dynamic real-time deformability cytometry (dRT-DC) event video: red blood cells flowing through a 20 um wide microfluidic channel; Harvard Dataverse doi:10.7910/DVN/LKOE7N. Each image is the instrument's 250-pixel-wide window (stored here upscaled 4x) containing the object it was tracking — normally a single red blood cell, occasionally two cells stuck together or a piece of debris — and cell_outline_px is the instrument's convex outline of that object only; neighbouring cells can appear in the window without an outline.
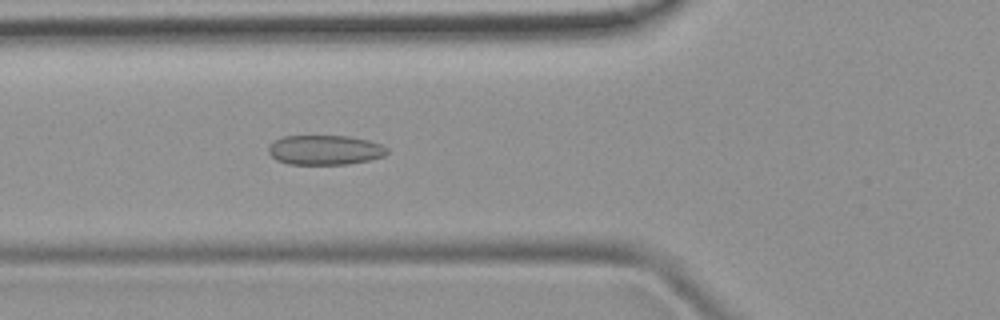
{"species": "common noctule bat (a hibernating species)", "species_latin": "Nyctalus noctula", "temperature_condition": "room temperature", "stored_images_in_passage": 33, "camera_frame_rate_fps": 3000, "um_per_image_px": 0.085, "animal": {"sex": "female", "body_mass_g": 19.9}, "frame": {"image": 1, "passage_image": 3, "time_ms": 0.667, "image_size_px": [1000, 320], "cell_outline_px": [[388, 152], [384, 156], [368, 160], [348, 164], [288, 164], [276, 160], [268, 152], [268, 148], [276, 140], [284, 136], [348, 136], [368, 140], [380, 144], [388, 148]], "centroid_in_image_um": [27.63, 12.75], "position_along_channel_um": 98.2, "area_um2": 20.4}}
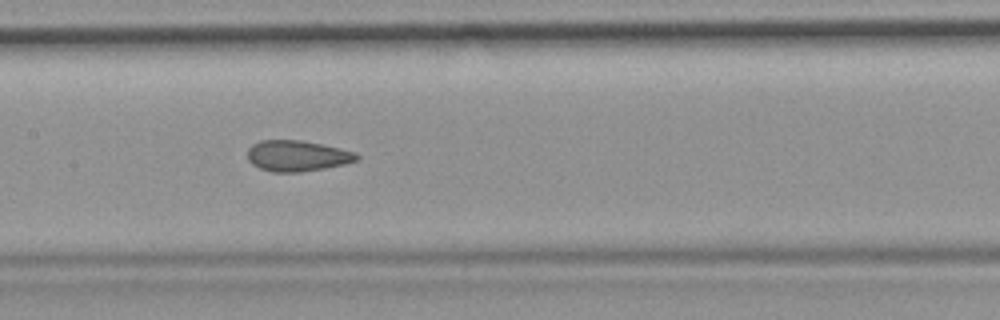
{"frame": {"image": 2, "passage_image": 9, "time_ms": 2.667, "image_size_px": [1000, 320], "cell_outline_px": [[360, 160], [344, 164], [324, 168], [300, 172], [272, 172], [260, 168], [252, 164], [248, 160], [248, 148], [252, 144], [260, 140], [300, 140], [320, 144], [356, 152], [360, 156]], "centroid_in_image_um": [25.26, 13.25], "position_along_channel_um": 182.1, "area_um2": 19.65}}
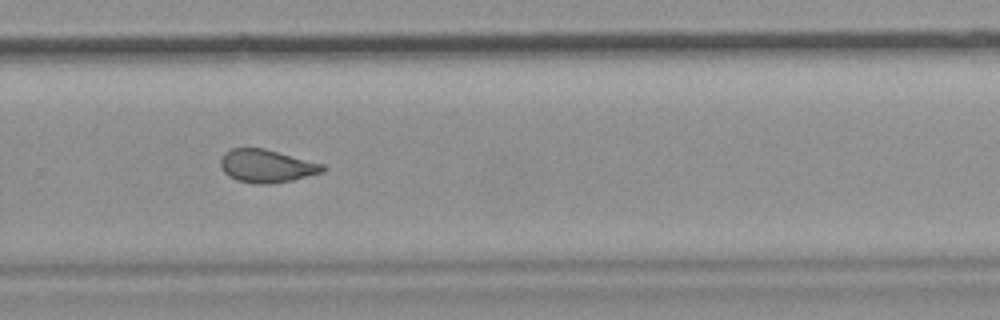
{"frame": {"image": 3, "passage_image": 18, "time_ms": 5.667, "image_size_px": [1000, 320], "cell_outline_px": [[328, 168], [324, 172], [292, 180], [272, 184], [256, 184], [236, 180], [228, 176], [220, 168], [220, 160], [224, 152], [232, 148], [264, 148], [324, 164]], "centroid_in_image_um": [22.66, 14.11], "position_along_channel_um": 307.1, "area_um2": 19.88}}